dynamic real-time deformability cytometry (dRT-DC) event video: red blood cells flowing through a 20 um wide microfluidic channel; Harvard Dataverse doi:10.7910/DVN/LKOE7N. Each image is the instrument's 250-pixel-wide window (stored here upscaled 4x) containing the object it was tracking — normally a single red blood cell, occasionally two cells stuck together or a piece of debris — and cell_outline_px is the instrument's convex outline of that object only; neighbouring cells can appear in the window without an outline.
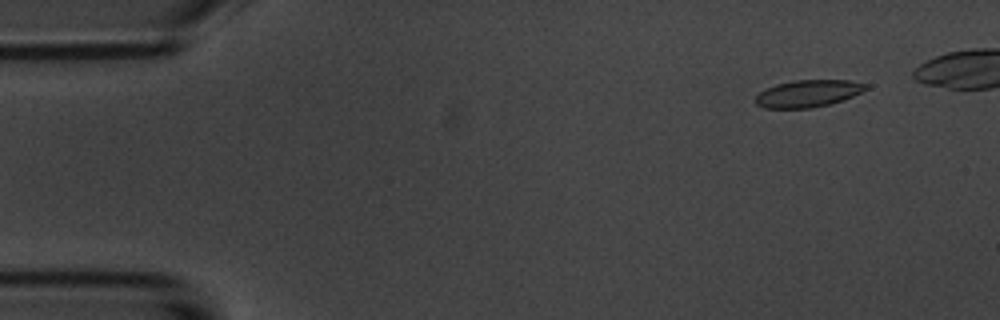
{"species": "common noctule bat (a hibernating species)", "species_latin": "Nyctalus noctula", "temperature_condition": "room temperature", "stored_images_in_passage": 5, "camera_frame_rate_fps": 3000, "um_per_image_px": 0.085, "animal": {"sex": "male", "body_mass_g": 20.1, "forearm_length_mm": 53.5}, "frame": {"image": 1, "passage_image": 2, "time_ms": 1.0, "image_size_px": [1000, 320], "cell_outline_px": [[872, 84], [868, 88], [844, 100], [812, 108], [764, 108], [756, 104], [756, 96], [760, 92], [776, 84], [792, 80], [848, 80]], "centroid_in_image_um": [68.72, 7.94], "position_along_channel_um": 16.3, "area_um2": 17.46}}